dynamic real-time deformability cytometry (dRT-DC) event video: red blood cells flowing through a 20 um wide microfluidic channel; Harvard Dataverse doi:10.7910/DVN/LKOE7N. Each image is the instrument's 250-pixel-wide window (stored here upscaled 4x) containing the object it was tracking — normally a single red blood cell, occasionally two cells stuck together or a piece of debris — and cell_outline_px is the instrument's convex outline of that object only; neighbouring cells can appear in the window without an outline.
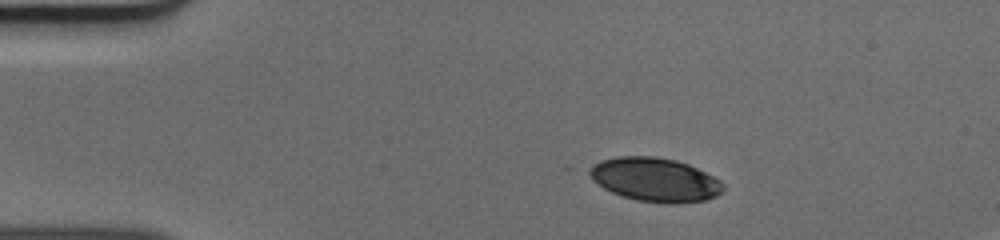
{"species": "human", "species_latin": "Homo sapiens", "temperature_condition": "cold", "stored_images_in_passage": 34, "camera_frame_rate_fps": 3000, "um_per_image_px": 0.085, "donor": {"sex": "male"}, "frame": {"image": 1, "passage_image": 1, "time_ms": 0.0, "image_size_px": [1000, 240], "cell_outline_px": [[724, 188], [716, 196], [704, 200], [680, 204], [636, 200], [612, 192], [604, 188], [592, 180], [584, 168], [600, 160], [616, 156], [656, 156], [676, 160], [688, 164], [720, 180], [724, 184]], "centroid_in_image_um": [55.62, 15.25], "position_along_channel_um": 29.4, "area_um2": 34.28}}
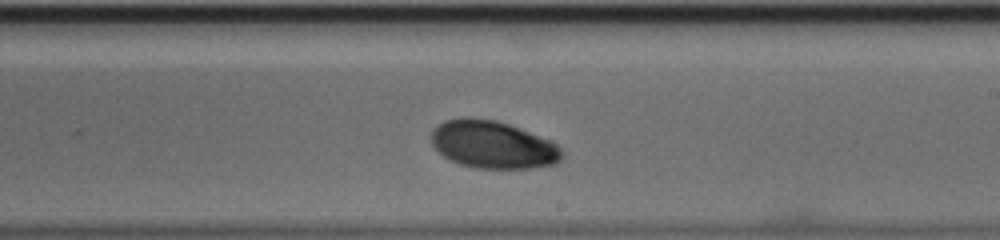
{"frame": {"image": 2, "passage_image": 22, "time_ms": 7.0, "image_size_px": [1000, 240], "cell_outline_px": [[564, 156], [556, 164], [532, 168], [476, 168], [460, 164], [444, 156], [432, 144], [432, 132], [444, 120], [460, 116], [468, 116], [496, 120], [508, 124], [552, 140], [564, 152]], "centroid_in_image_um": [41.93, 12.28], "position_along_channel_um": 247.1, "area_um2": 36.36}}
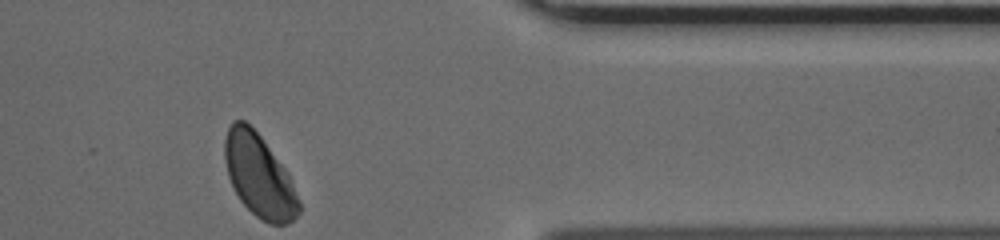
{"frame": {"image": 3, "passage_image": 34, "time_ms": 11.0, "image_size_px": [1000, 240], "cell_outline_px": [[300, 212], [288, 224], [268, 224], [260, 220], [240, 200], [228, 176], [224, 160], [224, 140], [228, 128], [232, 120], [244, 120], [260, 136], [288, 172], [300, 200]], "centroid_in_image_um": [22.03, 14.96], "position_along_channel_um": 389.4, "area_um2": 35.66}}